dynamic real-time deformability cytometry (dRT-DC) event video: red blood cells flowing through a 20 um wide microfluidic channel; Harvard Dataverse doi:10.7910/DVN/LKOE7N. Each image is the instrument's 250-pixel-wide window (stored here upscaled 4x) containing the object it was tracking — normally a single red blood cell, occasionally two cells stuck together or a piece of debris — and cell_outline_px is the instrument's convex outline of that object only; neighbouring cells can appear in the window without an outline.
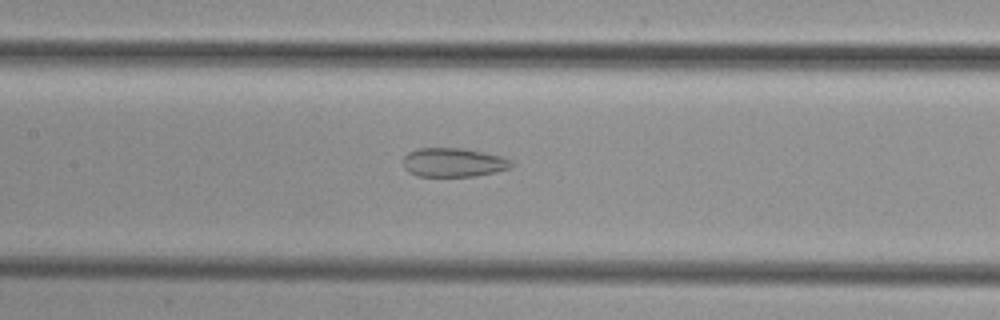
{"species": "common noctule bat (a hibernating species)", "species_latin": "Nyctalus noctula", "temperature_condition": "cold", "stored_images_in_passage": 39, "camera_frame_rate_fps": 3000, "um_per_image_px": 0.085, "animal": {"sex": "female", "body_mass_g": 29.2, "forearm_length_mm": 56.3}, "frame": {"image": 1, "passage_image": 19, "time_ms": 6.0, "image_size_px": [1000, 320], "cell_outline_px": [[516, 164], [512, 168], [496, 172], [476, 176], [416, 176], [408, 172], [404, 168], [404, 156], [408, 152], [416, 148], [464, 148], [504, 156], [512, 160]], "centroid_in_image_um": [38.6, 13.8], "position_along_channel_um": 168.8, "area_um2": 18.67}}
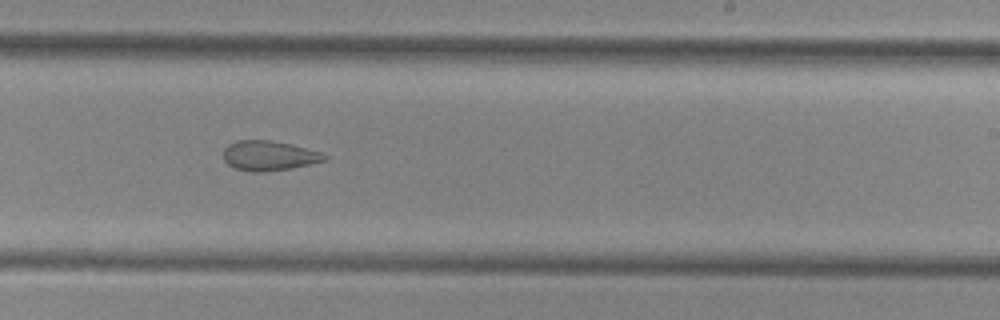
{"frame": {"image": 2, "passage_image": 26, "time_ms": 8.333, "image_size_px": [1000, 320], "cell_outline_px": [[328, 160], [288, 168], [264, 172], [252, 172], [236, 168], [228, 164], [224, 160], [224, 148], [228, 144], [236, 140], [268, 140], [288, 144], [320, 152], [328, 156]], "centroid_in_image_um": [22.83, 13.23], "position_along_channel_um": 266.2, "area_um2": 17.28}}
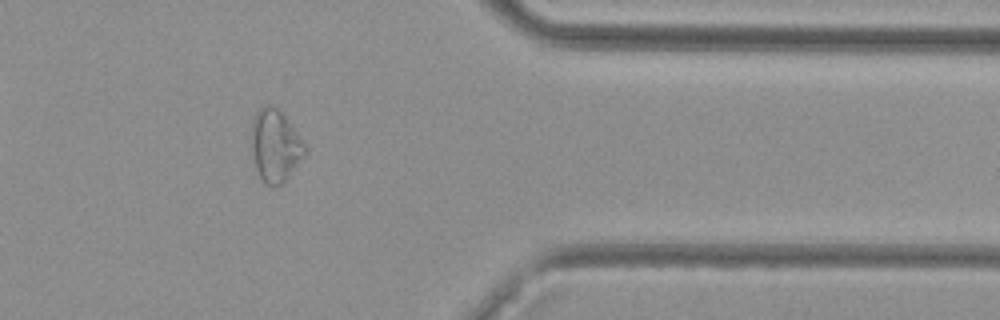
{"frame": {"image": 3, "passage_image": 36, "time_ms": 11.667, "image_size_px": [1000, 320], "cell_outline_px": [[304, 156], [288, 176], [280, 184], [272, 188], [264, 184], [256, 168], [252, 148], [252, 116], [260, 108], [268, 104], [272, 104], [284, 116], [304, 144]], "centroid_in_image_um": [23.35, 12.39], "position_along_channel_um": 388.0, "area_um2": 21.91}}